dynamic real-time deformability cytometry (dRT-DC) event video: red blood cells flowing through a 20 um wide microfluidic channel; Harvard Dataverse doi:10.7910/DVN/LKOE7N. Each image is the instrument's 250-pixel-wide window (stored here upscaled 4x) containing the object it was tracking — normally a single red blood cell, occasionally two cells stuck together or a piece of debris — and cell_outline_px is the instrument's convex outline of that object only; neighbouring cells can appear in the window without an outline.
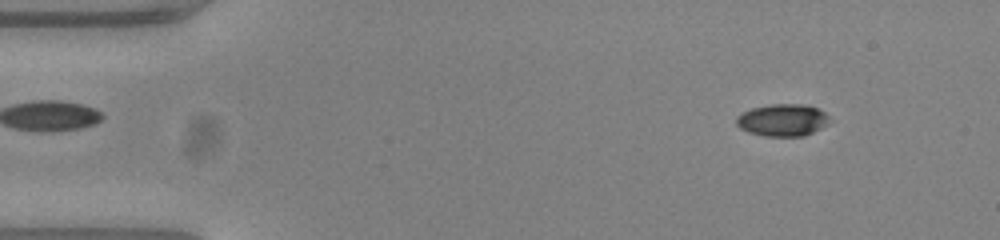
{"species": "common noctule bat (a hibernating species)", "species_latin": "Nyctalus noctula", "temperature_condition": "warm", "stored_images_in_passage": 54, "camera_frame_rate_fps": 3000, "um_per_image_px": 0.085, "animal": {"sex": "female", "body_mass_g": 23.0, "forearm_length_mm": 53.4}, "frame": {"image": 1, "passage_image": 6, "time_ms": 1.667, "image_size_px": [1000, 240], "cell_outline_px": [[832, 120], [828, 124], [804, 136], [764, 136], [748, 132], [740, 128], [736, 124], [736, 116], [752, 108], [772, 104], [800, 104], [816, 108], [824, 112]], "centroid_in_image_um": [66.51, 10.21], "position_along_channel_um": 18.5, "area_um2": 17.4}}
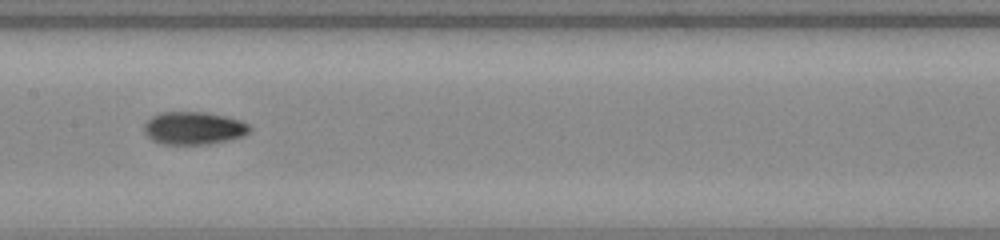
{"frame": {"image": 2, "passage_image": 27, "time_ms": 8.667, "image_size_px": [1000, 240], "cell_outline_px": [[252, 128], [248, 132], [240, 136], [228, 140], [208, 144], [160, 144], [152, 140], [144, 132], [144, 124], [152, 116], [160, 112], [204, 112], [224, 116], [240, 120], [248, 124]], "centroid_in_image_um": [16.43, 10.89], "position_along_channel_um": 191.0, "area_um2": 20.06}}
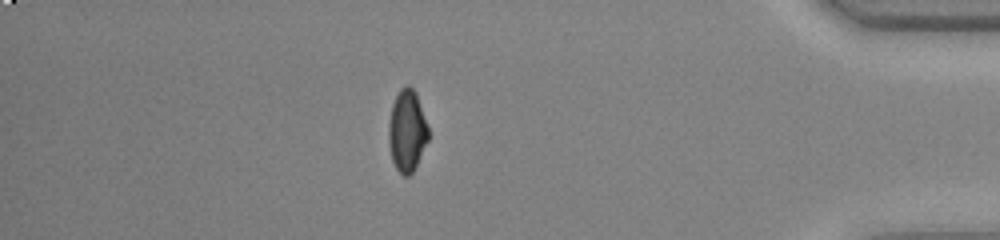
{"frame": {"image": 3, "passage_image": 47, "time_ms": 15.333, "image_size_px": [1000, 240], "cell_outline_px": [[428, 140], [412, 172], [408, 176], [404, 176], [396, 168], [392, 160], [388, 140], [388, 124], [392, 104], [400, 88], [404, 84], [408, 84], [416, 92], [428, 128]], "centroid_in_image_um": [34.58, 11.08], "position_along_channel_um": 400.6, "area_um2": 18.79}, "authors_computed_cell_mechanics": {"area_um2": 18.9006, "velocity_mm_per_s": 3.788, "shape_relaxation_time_tau1_ms": 4.6935, "shape_relaxation_time_tau2_ms": 1.498, "deformation_change_tau1": 0.16, "deformation_change_tau2": 0.0528}}